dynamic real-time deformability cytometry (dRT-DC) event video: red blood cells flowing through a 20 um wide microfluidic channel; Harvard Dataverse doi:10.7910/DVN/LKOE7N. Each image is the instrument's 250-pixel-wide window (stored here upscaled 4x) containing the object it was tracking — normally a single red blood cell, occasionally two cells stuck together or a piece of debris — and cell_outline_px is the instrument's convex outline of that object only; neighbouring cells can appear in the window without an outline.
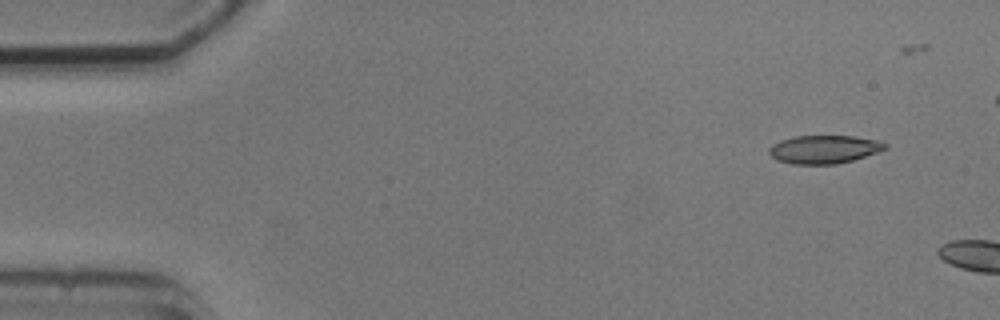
{"species": "common noctule bat (a hibernating species)", "species_latin": "Nyctalus noctula", "temperature_condition": "cold", "stored_images_in_passage": 2, "camera_frame_rate_fps": 3000, "um_per_image_px": 0.085, "animal": {"sex": "male", "body_mass_g": 20.5, "forearm_length_mm": 52.5}, "frame": {"image": 1, "passage_image": 1, "time_ms": 0.0, "image_size_px": [1000, 320], "cell_outline_px": [[888, 148], [852, 160], [836, 164], [792, 164], [776, 160], [768, 152], [768, 148], [772, 144], [780, 140], [796, 136], [852, 136], [876, 140], [888, 144]], "centroid_in_image_um": [70.01, 12.69], "position_along_channel_um": 15.0, "area_um2": 19.02}}